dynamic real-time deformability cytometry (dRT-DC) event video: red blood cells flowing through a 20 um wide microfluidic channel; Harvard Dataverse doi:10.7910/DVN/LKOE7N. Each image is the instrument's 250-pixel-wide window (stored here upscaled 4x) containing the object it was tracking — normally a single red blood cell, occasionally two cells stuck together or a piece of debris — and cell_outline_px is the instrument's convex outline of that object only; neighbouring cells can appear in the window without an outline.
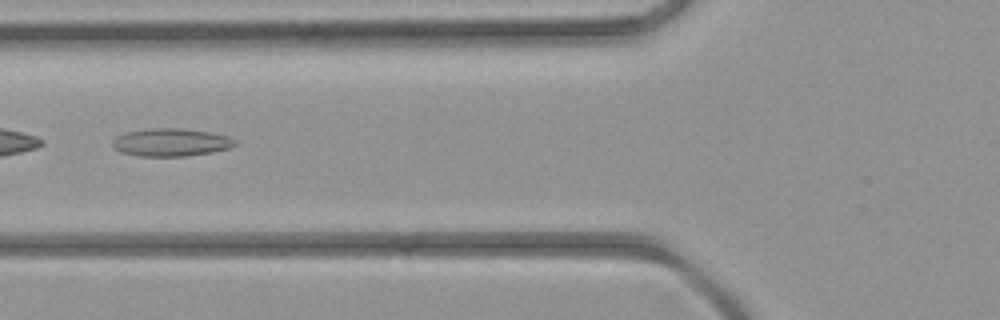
{"species": "common noctule bat (a hibernating species)", "species_latin": "Nyctalus noctula", "temperature_condition": "room temperature", "stored_images_in_passage": 3, "camera_frame_rate_fps": 3000, "um_per_image_px": 0.085, "animal": {"sex": "female", "body_mass_g": 21.9}, "frame": {"image": 1, "passage_image": 2, "time_ms": 1.333, "image_size_px": [1000, 320], "cell_outline_px": [[236, 144], [228, 148], [212, 152], [188, 156], [140, 156], [120, 152], [112, 148], [112, 140], [116, 136], [128, 132], [152, 128], [176, 128], [208, 132], [228, 136], [236, 140]], "centroid_in_image_um": [14.5, 12.11], "position_along_channel_um": 111.3, "area_um2": 19.77}}
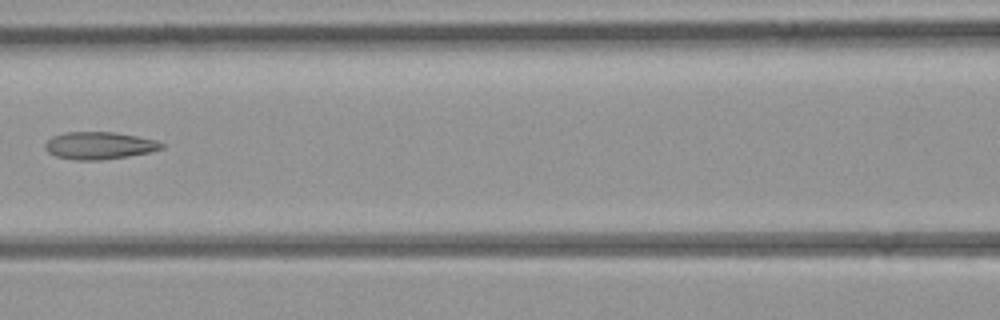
{"frame": {"image": 2, "passage_image": 3, "time_ms": 2.333, "image_size_px": [1000, 320], "cell_outline_px": [[164, 148], [148, 152], [128, 156], [100, 160], [76, 160], [56, 156], [48, 152], [44, 148], [44, 144], [52, 136], [64, 132], [112, 132], [136, 136], [156, 140], [164, 144]], "centroid_in_image_um": [8.41, 12.37], "position_along_channel_um": 158.2, "area_um2": 18.5}}